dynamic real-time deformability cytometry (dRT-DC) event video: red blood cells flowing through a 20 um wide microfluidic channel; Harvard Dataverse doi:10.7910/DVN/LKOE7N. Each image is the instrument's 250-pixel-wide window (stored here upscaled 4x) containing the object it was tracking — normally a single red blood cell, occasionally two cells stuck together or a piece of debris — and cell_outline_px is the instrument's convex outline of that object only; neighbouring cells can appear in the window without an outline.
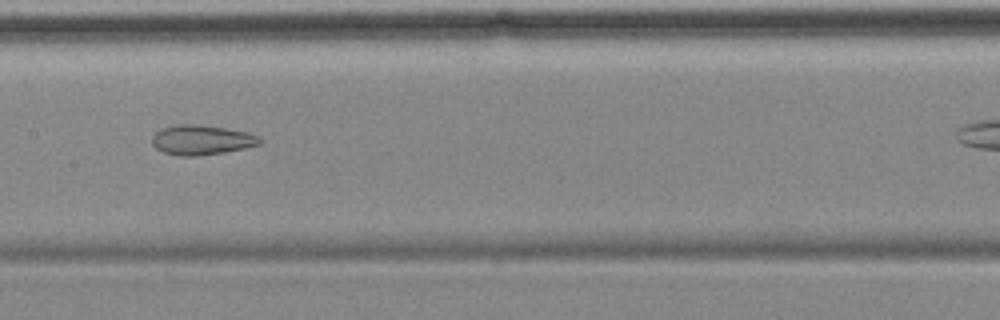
{"species": "common noctule bat (a hibernating species)", "species_latin": "Nyctalus noctula", "temperature_condition": "cold", "stored_images_in_passage": 10, "camera_frame_rate_fps": 3000, "um_per_image_px": 0.085, "animal": {"sex": "female", "body_mass_g": 18.4}, "frame": {"image": 1, "passage_image": 4, "time_ms": 3.667, "image_size_px": [1000, 320], "cell_outline_px": [[264, 140], [260, 144], [244, 148], [224, 152], [196, 156], [180, 156], [164, 152], [156, 148], [152, 144], [152, 136], [156, 132], [164, 128], [180, 124], [196, 124], [224, 128], [248, 132], [260, 136]], "centroid_in_image_um": [17.17, 11.9], "position_along_channel_um": 190.2, "area_um2": 18.61}, "authors_computed_cell_mechanics": {"area_um2": 20.4901, "velocity_mm_per_s": 3.5387, "shape_relaxation_time_tau1_ms": null, "shape_relaxation_time_tau2_ms": 3.4641, "deformation_change_tau1": null, "deformation_change_tau2": 0.0963}}